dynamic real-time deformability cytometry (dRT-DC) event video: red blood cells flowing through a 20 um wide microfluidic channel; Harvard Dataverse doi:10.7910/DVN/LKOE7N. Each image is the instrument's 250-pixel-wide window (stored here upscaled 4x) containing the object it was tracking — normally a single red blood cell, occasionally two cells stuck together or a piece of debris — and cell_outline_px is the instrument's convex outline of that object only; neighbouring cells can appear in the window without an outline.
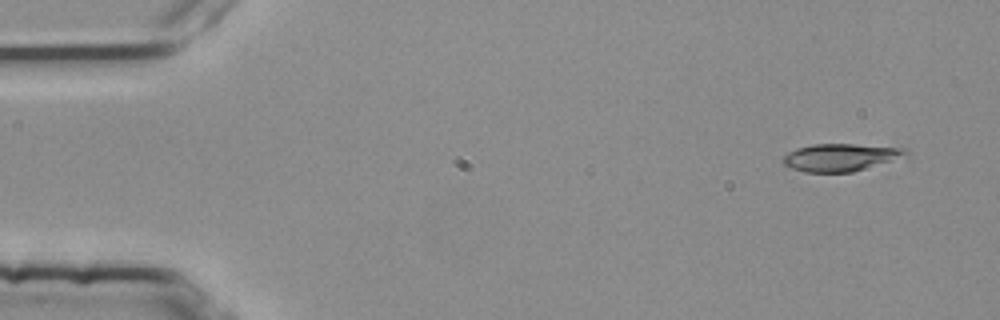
{"species": "common noctule bat (a hibernating species)", "species_latin": "Nyctalus noctula", "temperature_condition": "room temperature", "stored_images_in_passage": 4, "camera_frame_rate_fps": 3000, "um_per_image_px": 0.085, "animal": {"sex": "female", "body_mass_g": 25.1}, "frame": {"image": 1, "passage_image": 1, "time_ms": 0.0, "image_size_px": [1000, 320], "cell_outline_px": [[908, 156], [852, 172], [804, 172], [792, 168], [784, 164], [780, 160], [788, 152], [796, 148], [812, 144], [852, 144], [904, 148], [908, 152]], "centroid_in_image_um": [71.42, 13.37], "position_along_channel_um": 13.6, "area_um2": 19.65}}